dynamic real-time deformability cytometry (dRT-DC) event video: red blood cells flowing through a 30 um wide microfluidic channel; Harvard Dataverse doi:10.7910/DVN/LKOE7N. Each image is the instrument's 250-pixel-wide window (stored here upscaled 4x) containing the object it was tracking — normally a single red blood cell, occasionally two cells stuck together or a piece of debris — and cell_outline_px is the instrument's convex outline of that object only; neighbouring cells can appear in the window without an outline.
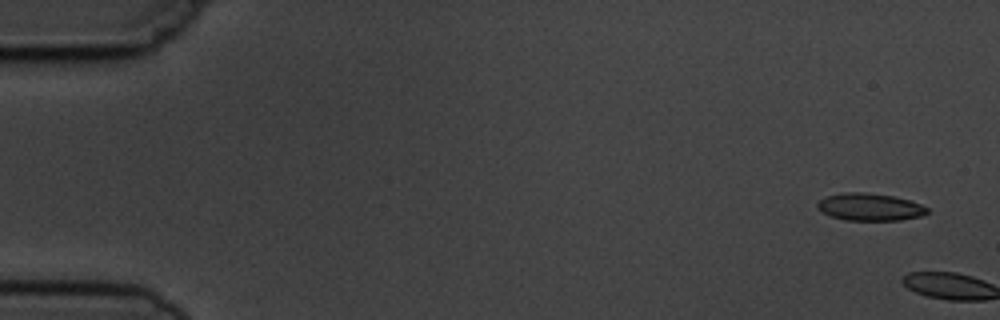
{"species": "common noctule bat (a hibernating species)", "species_latin": "Nyctalus noctula", "temperature_condition": "cold", "stored_images_in_passage": 2, "camera_frame_rate_fps": 3000, "um_per_image_px": 0.085, "animal": {"sex": "male", "body_mass_g": 19.5, "forearm_length_mm": 54.6}, "frame": {"image": 1, "passage_image": 1, "time_ms": 0.0, "image_size_px": [1000, 320], "cell_outline_px": [[928, 212], [920, 216], [900, 220], [844, 220], [832, 216], [816, 208], [816, 204], [820, 200], [828, 196], [844, 192], [864, 192], [896, 196], [920, 204], [928, 208]], "centroid_in_image_um": [73.93, 17.59], "position_along_channel_um": 11.1, "area_um2": 17.4}}